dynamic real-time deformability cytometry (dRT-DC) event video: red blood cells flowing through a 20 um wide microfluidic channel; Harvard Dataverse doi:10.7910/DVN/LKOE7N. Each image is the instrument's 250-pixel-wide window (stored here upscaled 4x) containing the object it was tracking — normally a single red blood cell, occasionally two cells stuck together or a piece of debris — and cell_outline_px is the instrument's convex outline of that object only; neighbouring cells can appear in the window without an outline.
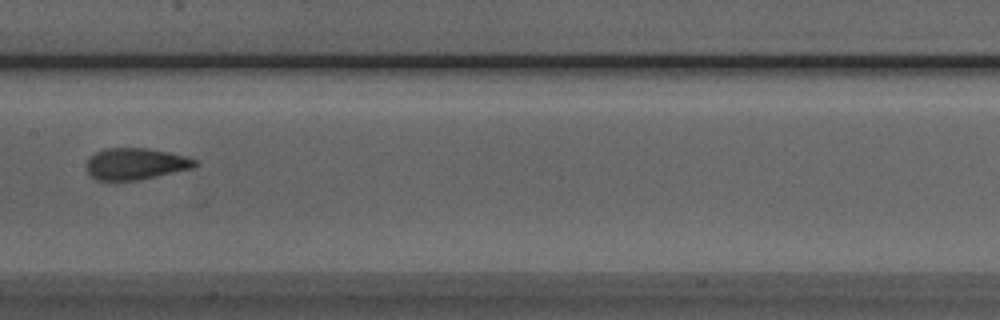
{"species": "Egyptian fruit bat (a non-hibernating species)", "species_latin": "Rousettus aegyptiacus", "temperature_condition": "room temperature", "stored_images_in_passage": 4, "camera_frame_rate_fps": 3000, "um_per_image_px": 0.085, "animal": {"sex": "male"}, "frame": {"image": 1, "passage_image": 4, "time_ms": 3.333, "image_size_px": [1000, 320], "cell_outline_px": [[200, 164], [192, 168], [140, 180], [96, 180], [88, 172], [88, 160], [96, 152], [108, 148], [148, 148], [188, 156], [200, 160]], "centroid_in_image_um": [11.62, 13.92], "position_along_channel_um": 195.8, "area_um2": 19.94}}